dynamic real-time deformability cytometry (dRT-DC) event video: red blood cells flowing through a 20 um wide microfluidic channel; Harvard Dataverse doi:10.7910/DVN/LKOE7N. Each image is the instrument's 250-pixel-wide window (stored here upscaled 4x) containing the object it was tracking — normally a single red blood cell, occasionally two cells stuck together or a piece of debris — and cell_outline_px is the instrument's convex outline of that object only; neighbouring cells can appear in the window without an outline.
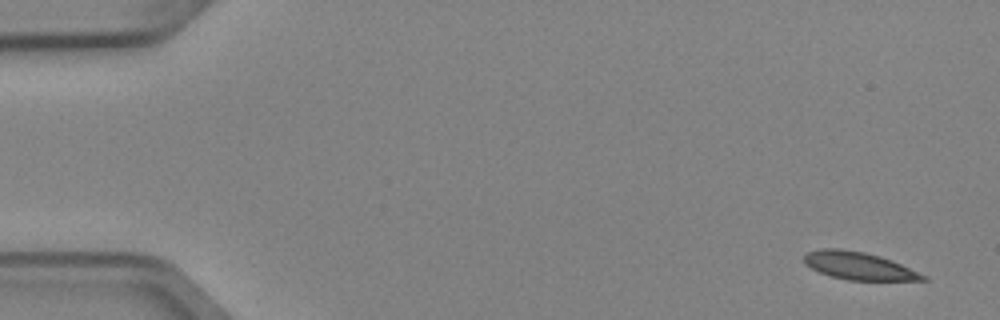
{"species": "Egyptian fruit bat (a non-hibernating species)", "species_latin": "Rousettus aegyptiacus", "temperature_condition": "cold", "stored_images_in_passage": 4, "camera_frame_rate_fps": 3000, "um_per_image_px": 0.085, "animal": {"sex": "female"}, "frame": {"image": 1, "passage_image": 1, "time_ms": 0.0, "image_size_px": [1000, 320], "cell_outline_px": [[928, 280], [848, 280], [832, 276], [820, 272], [804, 264], [804, 256], [808, 252], [820, 248], [840, 248], [864, 252], [880, 256], [892, 260], [928, 276]], "centroid_in_image_um": [73.0, 22.59], "position_along_channel_um": 12.0, "area_um2": 19.07}}
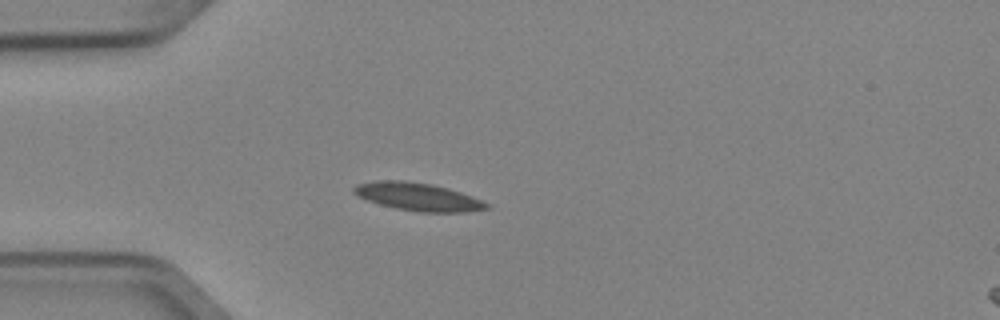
{"frame": {"image": 2, "passage_image": 4, "time_ms": 1.0, "image_size_px": [1000, 320], "cell_outline_px": [[492, 208], [464, 212], [420, 212], [396, 208], [380, 204], [356, 196], [352, 192], [352, 188], [356, 184], [376, 180], [404, 180], [432, 184], [448, 188], [472, 196], [492, 204]], "centroid_in_image_um": [35.54, 16.72], "position_along_channel_um": 49.5, "area_um2": 21.79}}